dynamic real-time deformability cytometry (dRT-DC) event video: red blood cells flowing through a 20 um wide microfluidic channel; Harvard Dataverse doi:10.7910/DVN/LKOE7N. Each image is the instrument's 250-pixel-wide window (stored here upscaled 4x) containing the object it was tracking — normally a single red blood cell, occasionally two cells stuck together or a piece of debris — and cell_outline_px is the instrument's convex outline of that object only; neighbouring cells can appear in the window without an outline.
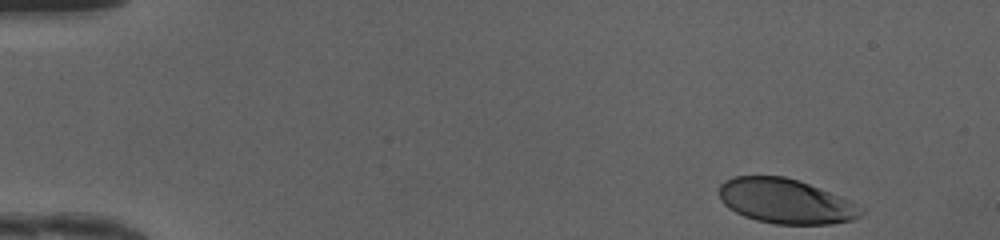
{"species": "human", "species_latin": "Homo sapiens", "temperature_condition": "cold", "stored_images_in_passage": 45, "camera_frame_rate_fps": 3000, "um_per_image_px": 0.085, "donor": {"sex": "female"}, "frame": {"image": 1, "passage_image": 1, "time_ms": 0.0, "image_size_px": [1000, 240], "cell_outline_px": [[864, 212], [860, 216], [852, 220], [832, 224], [776, 224], [756, 220], [744, 216], [728, 208], [720, 200], [720, 184], [724, 180], [732, 176], [784, 176], [808, 184], [848, 200], [864, 208]], "centroid_in_image_um": [66.75, 17.11], "position_along_channel_um": 18.2, "area_um2": 36.82}}
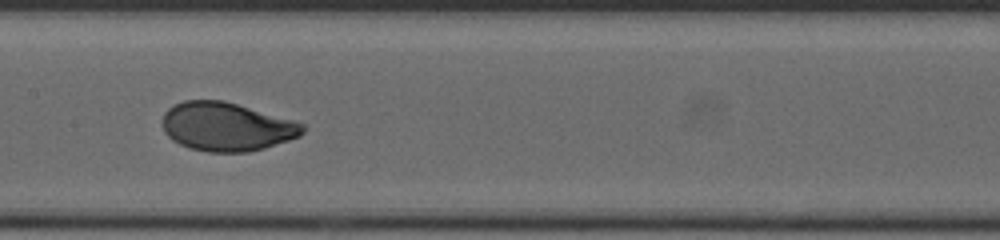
{"frame": {"image": 2, "passage_image": 22, "time_ms": 7.0, "image_size_px": [1000, 240], "cell_outline_px": [[304, 132], [300, 136], [264, 148], [248, 152], [208, 152], [188, 148], [172, 140], [164, 132], [160, 124], [164, 112], [172, 104], [184, 100], [224, 100], [292, 120], [304, 124]], "centroid_in_image_um": [19.19, 10.76], "position_along_channel_um": 188.2, "area_um2": 39.94}}
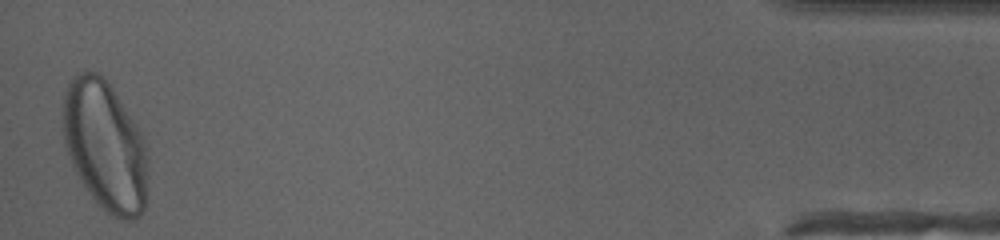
{"frame": {"image": 3, "passage_image": 45, "time_ms": 14.667, "image_size_px": [1000, 240], "cell_outline_px": [[148, 176], [144, 212], [136, 220], [120, 220], [112, 216], [92, 196], [80, 180], [72, 164], [64, 144], [64, 92], [68, 80], [76, 72], [84, 68], [96, 72], [104, 76], [108, 80], [144, 136], [148, 164]], "centroid_in_image_um": [8.95, 12.35], "position_along_channel_um": 426.2, "area_um2": 65.08}, "authors_computed_cell_mechanics": {"area_um2": 39.8242, "velocity_mm_per_s": 4.1626, "shape_relaxation_time_tau1_ms": 2.2366, "shape_relaxation_time_tau2_ms": null, "deformation_change_tau1": 0.16, "deformation_change_tau2": null}}